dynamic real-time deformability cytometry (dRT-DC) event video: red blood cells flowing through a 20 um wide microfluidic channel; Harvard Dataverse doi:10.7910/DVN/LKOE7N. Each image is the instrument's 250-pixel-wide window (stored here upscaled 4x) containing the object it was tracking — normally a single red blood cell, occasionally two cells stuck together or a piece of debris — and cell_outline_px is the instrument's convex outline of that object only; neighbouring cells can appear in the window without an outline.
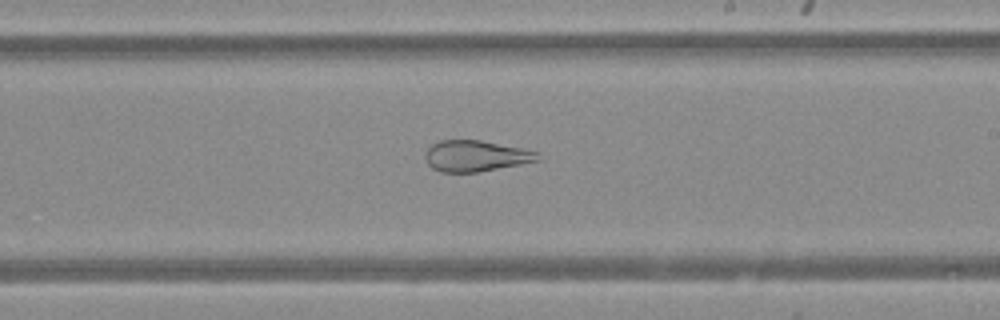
{"species": "Egyptian fruit bat (a non-hibernating species)", "species_latin": "Rousettus aegyptiacus", "temperature_condition": "warm", "stored_images_in_passage": 36, "camera_frame_rate_fps": 3000, "um_per_image_px": 0.085, "animal": {"sex": "female"}, "frame": {"image": 1, "passage_image": 25, "time_ms": 8.0, "image_size_px": [1000, 320], "cell_outline_px": [[540, 160], [520, 164], [476, 172], [440, 172], [432, 168], [428, 164], [424, 156], [424, 152], [432, 144], [440, 140], [480, 140], [540, 152]], "centroid_in_image_um": [40.41, 13.25], "position_along_channel_um": 248.6, "area_um2": 20.29}}
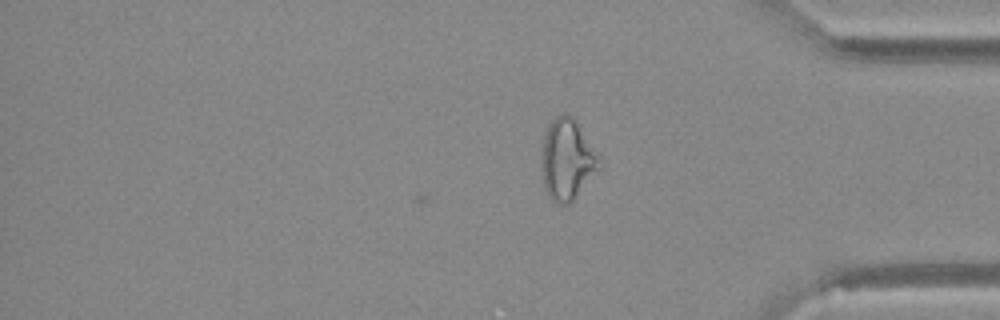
{"frame": {"image": 2, "passage_image": 36, "time_ms": 11.667, "image_size_px": [1000, 320], "cell_outline_px": [[604, 164], [572, 200], [568, 204], [560, 204], [552, 200], [548, 196], [544, 188], [540, 160], [544, 136], [548, 124], [556, 116], [564, 112], [568, 112], [572, 116], [600, 156]], "centroid_in_image_um": [48.2, 13.54], "position_along_channel_um": 387.0, "area_um2": 27.46}}